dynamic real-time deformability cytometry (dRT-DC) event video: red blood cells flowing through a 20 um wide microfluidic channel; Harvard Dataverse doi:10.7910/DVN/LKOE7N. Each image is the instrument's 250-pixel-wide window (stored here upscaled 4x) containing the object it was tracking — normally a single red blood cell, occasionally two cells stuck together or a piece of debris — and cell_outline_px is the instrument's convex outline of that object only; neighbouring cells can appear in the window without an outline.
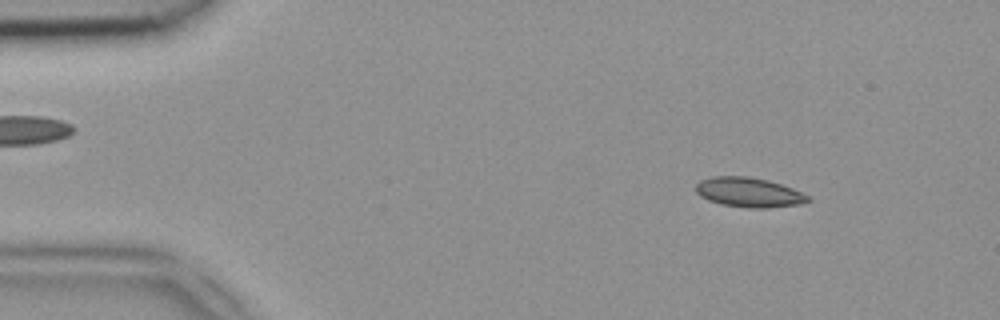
{"species": "common noctule bat (a hibernating species)", "species_latin": "Nyctalus noctula", "temperature_condition": "room temperature", "stored_images_in_passage": 49, "camera_frame_rate_fps": 3000, "um_per_image_px": 0.085, "animal": {"sex": "female", "body_mass_g": 18.4}, "frame": {"image": 1, "passage_image": 6, "time_ms": 1.667, "image_size_px": [1000, 320], "cell_outline_px": [[812, 200], [800, 204], [768, 208], [748, 208], [720, 204], [708, 200], [700, 196], [696, 192], [696, 184], [700, 180], [712, 176], [748, 176], [768, 180], [792, 188], [808, 196]], "centroid_in_image_um": [63.63, 16.35], "position_along_channel_um": 21.4, "area_um2": 19.42}}
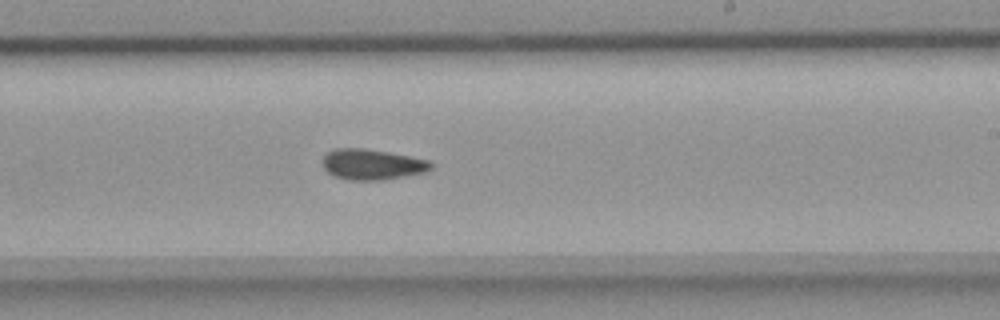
{"frame": {"image": 2, "passage_image": 29, "time_ms": 9.333, "image_size_px": [1000, 320], "cell_outline_px": [[432, 168], [424, 172], [384, 180], [352, 180], [332, 176], [324, 168], [324, 156], [328, 152], [336, 148], [364, 148], [388, 152], [432, 160]], "centroid_in_image_um": [31.65, 13.97], "position_along_channel_um": 257.3, "area_um2": 19.31}}
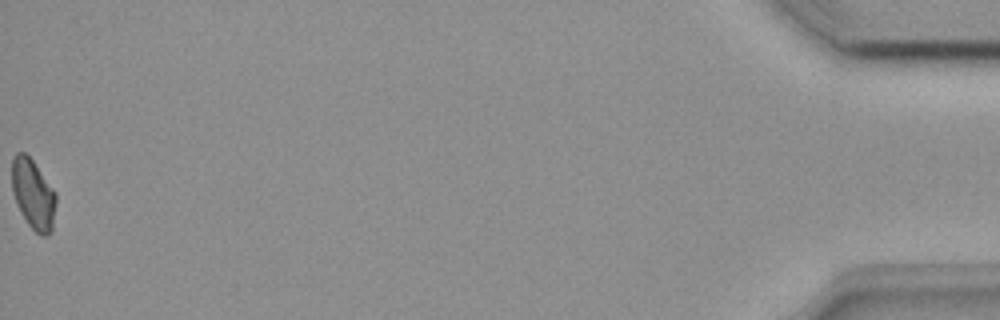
{"frame": {"image": 3, "passage_image": 49, "time_ms": 16.0, "image_size_px": [1000, 320], "cell_outline_px": [[56, 204], [52, 228], [48, 236], [40, 236], [28, 224], [20, 212], [16, 204], [12, 192], [12, 156], [16, 152], [24, 152], [32, 160], [56, 192]], "centroid_in_image_um": [2.81, 16.51], "position_along_channel_um": 432.4, "area_um2": 18.09}}